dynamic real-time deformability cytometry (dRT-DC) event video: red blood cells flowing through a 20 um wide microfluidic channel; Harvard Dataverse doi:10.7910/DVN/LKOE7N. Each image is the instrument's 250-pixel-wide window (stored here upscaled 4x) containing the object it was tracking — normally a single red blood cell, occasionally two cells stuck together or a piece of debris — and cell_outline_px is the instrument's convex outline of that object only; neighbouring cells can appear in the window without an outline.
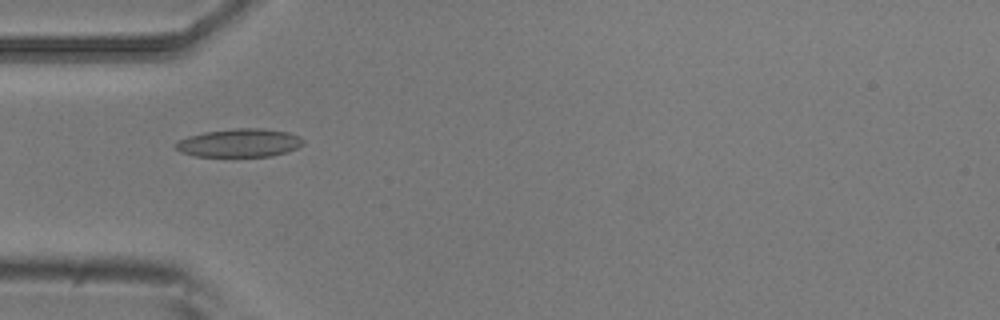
{"species": "common noctule bat (a hibernating species)", "species_latin": "Nyctalus noctula", "temperature_condition": "room temperature", "stored_images_in_passage": 8, "camera_frame_rate_fps": 3000, "um_per_image_px": 0.085, "animal": {"sex": "male", "body_mass_g": 20.5, "forearm_length_mm": 52.5}, "frame": {"image": 1, "passage_image": 5, "time_ms": 1.333, "image_size_px": [1000, 320], "cell_outline_px": [[304, 144], [288, 152], [272, 156], [196, 156], [180, 152], [172, 144], [188, 136], [204, 132], [236, 128], [264, 128], [288, 132], [300, 136], [304, 140]], "centroid_in_image_um": [20.37, 12.14], "position_along_channel_um": 64.6, "area_um2": 21.15}}
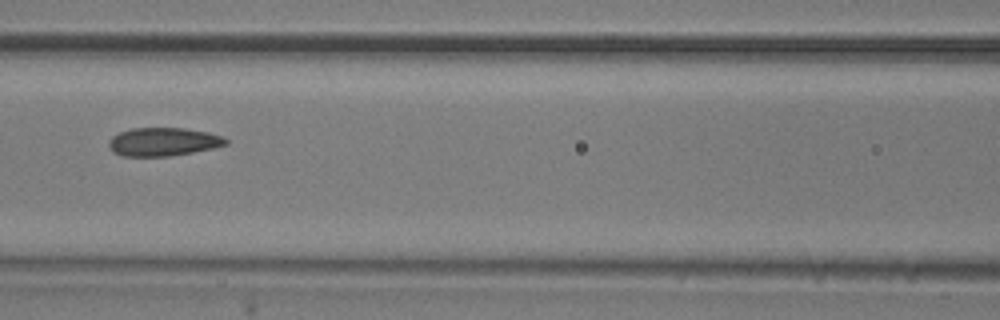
{"frame": {"image": 2, "passage_image": 7, "time_ms": 2.0, "image_size_px": [1000, 320], "cell_outline_px": [[228, 144], [212, 148], [192, 152], [168, 156], [120, 156], [112, 152], [108, 144], [108, 140], [112, 136], [120, 132], [132, 128], [184, 128], [208, 132], [224, 136], [228, 140]], "centroid_in_image_um": [13.86, 12.05], "position_along_channel_um": 152.7, "area_um2": 19.42}}
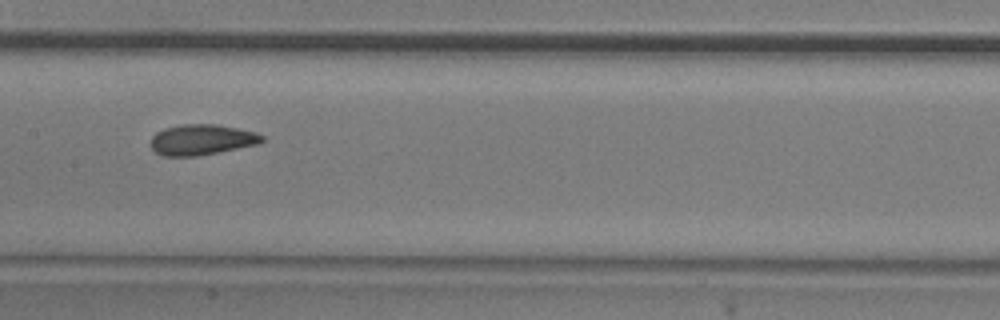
{"frame": {"image": 3, "passage_image": 8, "time_ms": 2.333, "image_size_px": [1000, 320], "cell_outline_px": [[264, 140], [260, 144], [220, 152], [196, 156], [164, 156], [156, 152], [152, 148], [152, 136], [156, 132], [164, 128], [184, 124], [216, 124], [256, 132], [264, 136]], "centroid_in_image_um": [17.18, 11.87], "position_along_channel_um": 190.2, "area_um2": 19.88}}